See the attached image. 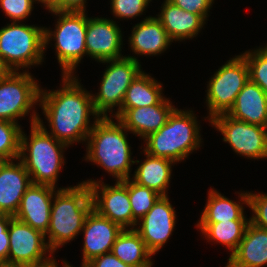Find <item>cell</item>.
I'll return each instance as SVG.
<instances>
[{
    "instance_id": "39",
    "label": "cell",
    "mask_w": 267,
    "mask_h": 267,
    "mask_svg": "<svg viewBox=\"0 0 267 267\" xmlns=\"http://www.w3.org/2000/svg\"><path fill=\"white\" fill-rule=\"evenodd\" d=\"M41 2L48 10L58 11V0H34Z\"/></svg>"
},
{
    "instance_id": "34",
    "label": "cell",
    "mask_w": 267,
    "mask_h": 267,
    "mask_svg": "<svg viewBox=\"0 0 267 267\" xmlns=\"http://www.w3.org/2000/svg\"><path fill=\"white\" fill-rule=\"evenodd\" d=\"M34 2V0H0V5L13 22H20L31 14Z\"/></svg>"
},
{
    "instance_id": "11",
    "label": "cell",
    "mask_w": 267,
    "mask_h": 267,
    "mask_svg": "<svg viewBox=\"0 0 267 267\" xmlns=\"http://www.w3.org/2000/svg\"><path fill=\"white\" fill-rule=\"evenodd\" d=\"M39 95V85L28 71H10L0 79V120L17 123L39 102Z\"/></svg>"
},
{
    "instance_id": "32",
    "label": "cell",
    "mask_w": 267,
    "mask_h": 267,
    "mask_svg": "<svg viewBox=\"0 0 267 267\" xmlns=\"http://www.w3.org/2000/svg\"><path fill=\"white\" fill-rule=\"evenodd\" d=\"M151 0H111V10L115 17L136 18L142 15Z\"/></svg>"
},
{
    "instance_id": "5",
    "label": "cell",
    "mask_w": 267,
    "mask_h": 267,
    "mask_svg": "<svg viewBox=\"0 0 267 267\" xmlns=\"http://www.w3.org/2000/svg\"><path fill=\"white\" fill-rule=\"evenodd\" d=\"M196 118L190 110L175 108L166 124L145 138L146 147L143 152L154 157L168 158L176 163L182 161L202 143Z\"/></svg>"
},
{
    "instance_id": "8",
    "label": "cell",
    "mask_w": 267,
    "mask_h": 267,
    "mask_svg": "<svg viewBox=\"0 0 267 267\" xmlns=\"http://www.w3.org/2000/svg\"><path fill=\"white\" fill-rule=\"evenodd\" d=\"M109 63L103 73L97 95L92 94L93 106L100 117H108L107 112L123 103L126 91L136 77L142 72L137 57L124 56L119 59L102 61Z\"/></svg>"
},
{
    "instance_id": "1",
    "label": "cell",
    "mask_w": 267,
    "mask_h": 267,
    "mask_svg": "<svg viewBox=\"0 0 267 267\" xmlns=\"http://www.w3.org/2000/svg\"><path fill=\"white\" fill-rule=\"evenodd\" d=\"M63 88L55 91L40 89L39 105L56 140L72 145L87 140L94 127L90 117L100 118L93 106L92 94L84 90L73 75H62Z\"/></svg>"
},
{
    "instance_id": "28",
    "label": "cell",
    "mask_w": 267,
    "mask_h": 267,
    "mask_svg": "<svg viewBox=\"0 0 267 267\" xmlns=\"http://www.w3.org/2000/svg\"><path fill=\"white\" fill-rule=\"evenodd\" d=\"M250 220H230L225 222H198L196 224L203 235L230 249V256L236 251L244 237Z\"/></svg>"
},
{
    "instance_id": "22",
    "label": "cell",
    "mask_w": 267,
    "mask_h": 267,
    "mask_svg": "<svg viewBox=\"0 0 267 267\" xmlns=\"http://www.w3.org/2000/svg\"><path fill=\"white\" fill-rule=\"evenodd\" d=\"M129 37L132 51L139 55H158L173 42L161 22L156 17H146L133 27Z\"/></svg>"
},
{
    "instance_id": "6",
    "label": "cell",
    "mask_w": 267,
    "mask_h": 267,
    "mask_svg": "<svg viewBox=\"0 0 267 267\" xmlns=\"http://www.w3.org/2000/svg\"><path fill=\"white\" fill-rule=\"evenodd\" d=\"M49 11L59 18L54 31L44 29L45 49L53 38L62 75H74L76 66L87 55V15L85 11Z\"/></svg>"
},
{
    "instance_id": "2",
    "label": "cell",
    "mask_w": 267,
    "mask_h": 267,
    "mask_svg": "<svg viewBox=\"0 0 267 267\" xmlns=\"http://www.w3.org/2000/svg\"><path fill=\"white\" fill-rule=\"evenodd\" d=\"M38 116L33 111L30 124V142L21 131L19 160L29 173L33 184L48 185L55 188L59 171L65 163L63 150L69 146L49 134Z\"/></svg>"
},
{
    "instance_id": "24",
    "label": "cell",
    "mask_w": 267,
    "mask_h": 267,
    "mask_svg": "<svg viewBox=\"0 0 267 267\" xmlns=\"http://www.w3.org/2000/svg\"><path fill=\"white\" fill-rule=\"evenodd\" d=\"M146 159L141 162L133 175V182L152 189L161 196H167L172 164L175 162L164 157H154L144 152Z\"/></svg>"
},
{
    "instance_id": "20",
    "label": "cell",
    "mask_w": 267,
    "mask_h": 267,
    "mask_svg": "<svg viewBox=\"0 0 267 267\" xmlns=\"http://www.w3.org/2000/svg\"><path fill=\"white\" fill-rule=\"evenodd\" d=\"M267 265V230L249 223L236 251L225 267H262Z\"/></svg>"
},
{
    "instance_id": "15",
    "label": "cell",
    "mask_w": 267,
    "mask_h": 267,
    "mask_svg": "<svg viewBox=\"0 0 267 267\" xmlns=\"http://www.w3.org/2000/svg\"><path fill=\"white\" fill-rule=\"evenodd\" d=\"M85 44L87 55L99 62L124 57L121 29L112 19L87 17Z\"/></svg>"
},
{
    "instance_id": "12",
    "label": "cell",
    "mask_w": 267,
    "mask_h": 267,
    "mask_svg": "<svg viewBox=\"0 0 267 267\" xmlns=\"http://www.w3.org/2000/svg\"><path fill=\"white\" fill-rule=\"evenodd\" d=\"M223 135V141L230 144L232 150L248 158H267V128L249 124L226 114L210 120Z\"/></svg>"
},
{
    "instance_id": "37",
    "label": "cell",
    "mask_w": 267,
    "mask_h": 267,
    "mask_svg": "<svg viewBox=\"0 0 267 267\" xmlns=\"http://www.w3.org/2000/svg\"><path fill=\"white\" fill-rule=\"evenodd\" d=\"M88 267H133L123 263L112 252L97 256L86 263Z\"/></svg>"
},
{
    "instance_id": "26",
    "label": "cell",
    "mask_w": 267,
    "mask_h": 267,
    "mask_svg": "<svg viewBox=\"0 0 267 267\" xmlns=\"http://www.w3.org/2000/svg\"><path fill=\"white\" fill-rule=\"evenodd\" d=\"M207 204L200 217L199 222H225L230 220H248L244 215L241 204L248 205L249 195L247 192L241 193L240 202H234L226 198L214 189L208 191ZM240 203V204H239Z\"/></svg>"
},
{
    "instance_id": "40",
    "label": "cell",
    "mask_w": 267,
    "mask_h": 267,
    "mask_svg": "<svg viewBox=\"0 0 267 267\" xmlns=\"http://www.w3.org/2000/svg\"><path fill=\"white\" fill-rule=\"evenodd\" d=\"M9 72L10 70L5 66V64L3 63L0 57V79L5 77Z\"/></svg>"
},
{
    "instance_id": "42",
    "label": "cell",
    "mask_w": 267,
    "mask_h": 267,
    "mask_svg": "<svg viewBox=\"0 0 267 267\" xmlns=\"http://www.w3.org/2000/svg\"><path fill=\"white\" fill-rule=\"evenodd\" d=\"M55 260L56 259H53L49 265L44 266V267H56V261Z\"/></svg>"
},
{
    "instance_id": "21",
    "label": "cell",
    "mask_w": 267,
    "mask_h": 267,
    "mask_svg": "<svg viewBox=\"0 0 267 267\" xmlns=\"http://www.w3.org/2000/svg\"><path fill=\"white\" fill-rule=\"evenodd\" d=\"M229 116L267 128V95L255 83L248 80L238 93Z\"/></svg>"
},
{
    "instance_id": "33",
    "label": "cell",
    "mask_w": 267,
    "mask_h": 267,
    "mask_svg": "<svg viewBox=\"0 0 267 267\" xmlns=\"http://www.w3.org/2000/svg\"><path fill=\"white\" fill-rule=\"evenodd\" d=\"M248 207L254 213L249 219L250 223L267 230V194L249 193Z\"/></svg>"
},
{
    "instance_id": "25",
    "label": "cell",
    "mask_w": 267,
    "mask_h": 267,
    "mask_svg": "<svg viewBox=\"0 0 267 267\" xmlns=\"http://www.w3.org/2000/svg\"><path fill=\"white\" fill-rule=\"evenodd\" d=\"M111 252L123 263L133 267H151L152 253L135 229H123L116 238Z\"/></svg>"
},
{
    "instance_id": "3",
    "label": "cell",
    "mask_w": 267,
    "mask_h": 267,
    "mask_svg": "<svg viewBox=\"0 0 267 267\" xmlns=\"http://www.w3.org/2000/svg\"><path fill=\"white\" fill-rule=\"evenodd\" d=\"M117 122V123H116ZM112 117L95 118L94 127L87 137L86 160L101 166L117 180L130 178L131 166L139 160H131L128 130Z\"/></svg>"
},
{
    "instance_id": "16",
    "label": "cell",
    "mask_w": 267,
    "mask_h": 267,
    "mask_svg": "<svg viewBox=\"0 0 267 267\" xmlns=\"http://www.w3.org/2000/svg\"><path fill=\"white\" fill-rule=\"evenodd\" d=\"M165 97L156 105L132 109H119L114 117L130 133L145 139L149 134L160 130L173 112V107Z\"/></svg>"
},
{
    "instance_id": "23",
    "label": "cell",
    "mask_w": 267,
    "mask_h": 267,
    "mask_svg": "<svg viewBox=\"0 0 267 267\" xmlns=\"http://www.w3.org/2000/svg\"><path fill=\"white\" fill-rule=\"evenodd\" d=\"M161 8L162 10L156 18L161 22L172 41L196 37L205 24L206 19L202 15L184 11L168 0L164 1Z\"/></svg>"
},
{
    "instance_id": "4",
    "label": "cell",
    "mask_w": 267,
    "mask_h": 267,
    "mask_svg": "<svg viewBox=\"0 0 267 267\" xmlns=\"http://www.w3.org/2000/svg\"><path fill=\"white\" fill-rule=\"evenodd\" d=\"M92 209L88 184L81 182L73 187L60 188L54 193L46 233L47 244L53 253L82 232L86 217Z\"/></svg>"
},
{
    "instance_id": "27",
    "label": "cell",
    "mask_w": 267,
    "mask_h": 267,
    "mask_svg": "<svg viewBox=\"0 0 267 267\" xmlns=\"http://www.w3.org/2000/svg\"><path fill=\"white\" fill-rule=\"evenodd\" d=\"M161 94L162 84L142 71L128 87L120 109L156 105L164 98Z\"/></svg>"
},
{
    "instance_id": "10",
    "label": "cell",
    "mask_w": 267,
    "mask_h": 267,
    "mask_svg": "<svg viewBox=\"0 0 267 267\" xmlns=\"http://www.w3.org/2000/svg\"><path fill=\"white\" fill-rule=\"evenodd\" d=\"M8 233V267H44L53 260L54 256L46 257V252L51 253L50 256L53 251L45 242L46 236L40 231L13 217Z\"/></svg>"
},
{
    "instance_id": "9",
    "label": "cell",
    "mask_w": 267,
    "mask_h": 267,
    "mask_svg": "<svg viewBox=\"0 0 267 267\" xmlns=\"http://www.w3.org/2000/svg\"><path fill=\"white\" fill-rule=\"evenodd\" d=\"M248 80V65L241 54L222 65L207 86L206 101L210 116L208 120L228 113Z\"/></svg>"
},
{
    "instance_id": "36",
    "label": "cell",
    "mask_w": 267,
    "mask_h": 267,
    "mask_svg": "<svg viewBox=\"0 0 267 267\" xmlns=\"http://www.w3.org/2000/svg\"><path fill=\"white\" fill-rule=\"evenodd\" d=\"M173 5L193 14L202 15L206 20L214 0H168Z\"/></svg>"
},
{
    "instance_id": "14",
    "label": "cell",
    "mask_w": 267,
    "mask_h": 267,
    "mask_svg": "<svg viewBox=\"0 0 267 267\" xmlns=\"http://www.w3.org/2000/svg\"><path fill=\"white\" fill-rule=\"evenodd\" d=\"M138 228H134L145 242L147 249L155 255L169 240L176 223V213L168 196H160L144 215Z\"/></svg>"
},
{
    "instance_id": "29",
    "label": "cell",
    "mask_w": 267,
    "mask_h": 267,
    "mask_svg": "<svg viewBox=\"0 0 267 267\" xmlns=\"http://www.w3.org/2000/svg\"><path fill=\"white\" fill-rule=\"evenodd\" d=\"M128 192L130 205L133 213V229L138 221L148 213L154 203L161 196L157 192L147 187L140 186L128 179Z\"/></svg>"
},
{
    "instance_id": "30",
    "label": "cell",
    "mask_w": 267,
    "mask_h": 267,
    "mask_svg": "<svg viewBox=\"0 0 267 267\" xmlns=\"http://www.w3.org/2000/svg\"><path fill=\"white\" fill-rule=\"evenodd\" d=\"M21 131L18 123L0 120V158L5 161L19 159Z\"/></svg>"
},
{
    "instance_id": "31",
    "label": "cell",
    "mask_w": 267,
    "mask_h": 267,
    "mask_svg": "<svg viewBox=\"0 0 267 267\" xmlns=\"http://www.w3.org/2000/svg\"><path fill=\"white\" fill-rule=\"evenodd\" d=\"M253 51H246L241 55L248 65L249 80L257 84L267 95V45Z\"/></svg>"
},
{
    "instance_id": "43",
    "label": "cell",
    "mask_w": 267,
    "mask_h": 267,
    "mask_svg": "<svg viewBox=\"0 0 267 267\" xmlns=\"http://www.w3.org/2000/svg\"><path fill=\"white\" fill-rule=\"evenodd\" d=\"M5 162L2 158H0V166Z\"/></svg>"
},
{
    "instance_id": "13",
    "label": "cell",
    "mask_w": 267,
    "mask_h": 267,
    "mask_svg": "<svg viewBox=\"0 0 267 267\" xmlns=\"http://www.w3.org/2000/svg\"><path fill=\"white\" fill-rule=\"evenodd\" d=\"M89 185L93 209L101 216L117 223L123 229H133V213L128 192V179L116 181L114 186L100 181H82ZM101 191V192H100Z\"/></svg>"
},
{
    "instance_id": "35",
    "label": "cell",
    "mask_w": 267,
    "mask_h": 267,
    "mask_svg": "<svg viewBox=\"0 0 267 267\" xmlns=\"http://www.w3.org/2000/svg\"><path fill=\"white\" fill-rule=\"evenodd\" d=\"M12 218V215L0 213V267H8V226Z\"/></svg>"
},
{
    "instance_id": "38",
    "label": "cell",
    "mask_w": 267,
    "mask_h": 267,
    "mask_svg": "<svg viewBox=\"0 0 267 267\" xmlns=\"http://www.w3.org/2000/svg\"><path fill=\"white\" fill-rule=\"evenodd\" d=\"M86 0H58V11H85Z\"/></svg>"
},
{
    "instance_id": "17",
    "label": "cell",
    "mask_w": 267,
    "mask_h": 267,
    "mask_svg": "<svg viewBox=\"0 0 267 267\" xmlns=\"http://www.w3.org/2000/svg\"><path fill=\"white\" fill-rule=\"evenodd\" d=\"M123 228L110 219L99 215L94 209L87 215L82 228L84 236L83 244V262L90 260L102 254L109 253L113 244Z\"/></svg>"
},
{
    "instance_id": "7",
    "label": "cell",
    "mask_w": 267,
    "mask_h": 267,
    "mask_svg": "<svg viewBox=\"0 0 267 267\" xmlns=\"http://www.w3.org/2000/svg\"><path fill=\"white\" fill-rule=\"evenodd\" d=\"M45 27L12 22L0 29V57L10 71L41 64Z\"/></svg>"
},
{
    "instance_id": "18",
    "label": "cell",
    "mask_w": 267,
    "mask_h": 267,
    "mask_svg": "<svg viewBox=\"0 0 267 267\" xmlns=\"http://www.w3.org/2000/svg\"><path fill=\"white\" fill-rule=\"evenodd\" d=\"M55 189L52 186L32 183L23 195L19 208L13 217L46 236Z\"/></svg>"
},
{
    "instance_id": "41",
    "label": "cell",
    "mask_w": 267,
    "mask_h": 267,
    "mask_svg": "<svg viewBox=\"0 0 267 267\" xmlns=\"http://www.w3.org/2000/svg\"><path fill=\"white\" fill-rule=\"evenodd\" d=\"M63 267H72L71 265H69L66 261H63ZM58 264H57V261H56V267H58L57 266ZM81 267H88L86 264H82V266Z\"/></svg>"
},
{
    "instance_id": "19",
    "label": "cell",
    "mask_w": 267,
    "mask_h": 267,
    "mask_svg": "<svg viewBox=\"0 0 267 267\" xmlns=\"http://www.w3.org/2000/svg\"><path fill=\"white\" fill-rule=\"evenodd\" d=\"M5 161L0 166V213L14 216L32 180L22 162Z\"/></svg>"
}]
</instances>
